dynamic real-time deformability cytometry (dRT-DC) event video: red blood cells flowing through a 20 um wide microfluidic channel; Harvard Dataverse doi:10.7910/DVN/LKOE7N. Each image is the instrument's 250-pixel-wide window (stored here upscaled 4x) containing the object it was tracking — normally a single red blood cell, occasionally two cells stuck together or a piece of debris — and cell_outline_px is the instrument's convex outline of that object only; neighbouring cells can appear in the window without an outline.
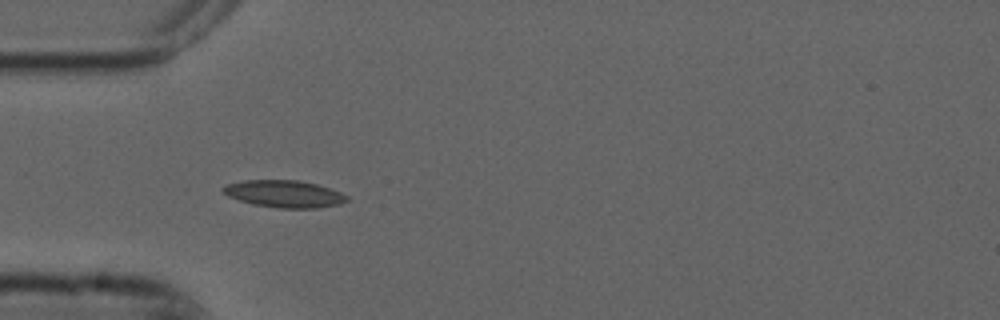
{"species": "common noctule bat (a hibernating species)", "species_latin": "Nyctalus noctula", "temperature_condition": "cold", "stored_images_in_passage": 3, "camera_frame_rate_fps": 3000, "um_per_image_px": 0.085, "animal": {"sex": "male", "forearm_length_mm": 52.5}, "frame": {"image": 1, "passage_image": 3, "time_ms": 0.667, "image_size_px": [1000, 320], "cell_outline_px": [[348, 200], [340, 204], [316, 208], [276, 208], [252, 204], [228, 196], [220, 192], [220, 188], [224, 184], [244, 180], [300, 180], [316, 184], [340, 192], [348, 196]], "centroid_in_image_um": [24.1, 16.47], "position_along_channel_um": 60.9, "area_um2": 19.77}}